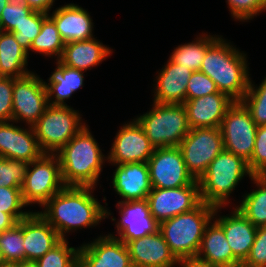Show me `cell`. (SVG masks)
<instances>
[{
    "label": "cell",
    "mask_w": 266,
    "mask_h": 267,
    "mask_svg": "<svg viewBox=\"0 0 266 267\" xmlns=\"http://www.w3.org/2000/svg\"><path fill=\"white\" fill-rule=\"evenodd\" d=\"M0 267H17L16 262H4L0 264Z\"/></svg>",
    "instance_id": "cell-48"
},
{
    "label": "cell",
    "mask_w": 266,
    "mask_h": 267,
    "mask_svg": "<svg viewBox=\"0 0 266 267\" xmlns=\"http://www.w3.org/2000/svg\"><path fill=\"white\" fill-rule=\"evenodd\" d=\"M150 213L161 222L196 208L202 201L198 180L172 189L153 188L147 196Z\"/></svg>",
    "instance_id": "cell-13"
},
{
    "label": "cell",
    "mask_w": 266,
    "mask_h": 267,
    "mask_svg": "<svg viewBox=\"0 0 266 267\" xmlns=\"http://www.w3.org/2000/svg\"><path fill=\"white\" fill-rule=\"evenodd\" d=\"M261 176H263L266 179V172L263 173Z\"/></svg>",
    "instance_id": "cell-51"
},
{
    "label": "cell",
    "mask_w": 266,
    "mask_h": 267,
    "mask_svg": "<svg viewBox=\"0 0 266 267\" xmlns=\"http://www.w3.org/2000/svg\"><path fill=\"white\" fill-rule=\"evenodd\" d=\"M51 73L48 83L44 81L48 104L65 106L67 105L65 101L70 99L79 88H83L84 71L66 66L56 60V68Z\"/></svg>",
    "instance_id": "cell-26"
},
{
    "label": "cell",
    "mask_w": 266,
    "mask_h": 267,
    "mask_svg": "<svg viewBox=\"0 0 266 267\" xmlns=\"http://www.w3.org/2000/svg\"><path fill=\"white\" fill-rule=\"evenodd\" d=\"M243 267H266V226H258L254 243Z\"/></svg>",
    "instance_id": "cell-42"
},
{
    "label": "cell",
    "mask_w": 266,
    "mask_h": 267,
    "mask_svg": "<svg viewBox=\"0 0 266 267\" xmlns=\"http://www.w3.org/2000/svg\"><path fill=\"white\" fill-rule=\"evenodd\" d=\"M67 239H62L36 262L38 267H78L79 247L68 246Z\"/></svg>",
    "instance_id": "cell-32"
},
{
    "label": "cell",
    "mask_w": 266,
    "mask_h": 267,
    "mask_svg": "<svg viewBox=\"0 0 266 267\" xmlns=\"http://www.w3.org/2000/svg\"><path fill=\"white\" fill-rule=\"evenodd\" d=\"M33 10L22 0H11L2 10L0 17V31L11 32L19 26Z\"/></svg>",
    "instance_id": "cell-38"
},
{
    "label": "cell",
    "mask_w": 266,
    "mask_h": 267,
    "mask_svg": "<svg viewBox=\"0 0 266 267\" xmlns=\"http://www.w3.org/2000/svg\"><path fill=\"white\" fill-rule=\"evenodd\" d=\"M147 164L153 188L172 189L195 181L186 168L178 146L155 148Z\"/></svg>",
    "instance_id": "cell-12"
},
{
    "label": "cell",
    "mask_w": 266,
    "mask_h": 267,
    "mask_svg": "<svg viewBox=\"0 0 266 267\" xmlns=\"http://www.w3.org/2000/svg\"><path fill=\"white\" fill-rule=\"evenodd\" d=\"M13 82L12 77H0V122L12 121Z\"/></svg>",
    "instance_id": "cell-43"
},
{
    "label": "cell",
    "mask_w": 266,
    "mask_h": 267,
    "mask_svg": "<svg viewBox=\"0 0 266 267\" xmlns=\"http://www.w3.org/2000/svg\"><path fill=\"white\" fill-rule=\"evenodd\" d=\"M65 42L54 20L48 15L42 23L39 35L33 40L30 50L43 56H54L59 60L63 54Z\"/></svg>",
    "instance_id": "cell-31"
},
{
    "label": "cell",
    "mask_w": 266,
    "mask_h": 267,
    "mask_svg": "<svg viewBox=\"0 0 266 267\" xmlns=\"http://www.w3.org/2000/svg\"><path fill=\"white\" fill-rule=\"evenodd\" d=\"M64 187L60 161L56 154H43L39 159L28 163L21 187L24 202L28 206H43Z\"/></svg>",
    "instance_id": "cell-8"
},
{
    "label": "cell",
    "mask_w": 266,
    "mask_h": 267,
    "mask_svg": "<svg viewBox=\"0 0 266 267\" xmlns=\"http://www.w3.org/2000/svg\"><path fill=\"white\" fill-rule=\"evenodd\" d=\"M27 51L11 32L0 31V77L20 78L31 73L27 69Z\"/></svg>",
    "instance_id": "cell-28"
},
{
    "label": "cell",
    "mask_w": 266,
    "mask_h": 267,
    "mask_svg": "<svg viewBox=\"0 0 266 267\" xmlns=\"http://www.w3.org/2000/svg\"><path fill=\"white\" fill-rule=\"evenodd\" d=\"M192 70L167 60L156 77L154 100L158 103L183 104Z\"/></svg>",
    "instance_id": "cell-24"
},
{
    "label": "cell",
    "mask_w": 266,
    "mask_h": 267,
    "mask_svg": "<svg viewBox=\"0 0 266 267\" xmlns=\"http://www.w3.org/2000/svg\"><path fill=\"white\" fill-rule=\"evenodd\" d=\"M56 155L65 186L95 187L107 157L86 125Z\"/></svg>",
    "instance_id": "cell-3"
},
{
    "label": "cell",
    "mask_w": 266,
    "mask_h": 267,
    "mask_svg": "<svg viewBox=\"0 0 266 267\" xmlns=\"http://www.w3.org/2000/svg\"><path fill=\"white\" fill-rule=\"evenodd\" d=\"M25 260L37 261L62 239L57 231L38 213L22 219Z\"/></svg>",
    "instance_id": "cell-22"
},
{
    "label": "cell",
    "mask_w": 266,
    "mask_h": 267,
    "mask_svg": "<svg viewBox=\"0 0 266 267\" xmlns=\"http://www.w3.org/2000/svg\"><path fill=\"white\" fill-rule=\"evenodd\" d=\"M121 215L116 224L118 234H108L127 244L137 238L153 234L159 230V223L150 213L148 200L117 201L116 204Z\"/></svg>",
    "instance_id": "cell-15"
},
{
    "label": "cell",
    "mask_w": 266,
    "mask_h": 267,
    "mask_svg": "<svg viewBox=\"0 0 266 267\" xmlns=\"http://www.w3.org/2000/svg\"><path fill=\"white\" fill-rule=\"evenodd\" d=\"M112 53L113 49L107 47L96 38H92L85 41L65 43L63 54L59 61L66 66L85 72L101 64Z\"/></svg>",
    "instance_id": "cell-25"
},
{
    "label": "cell",
    "mask_w": 266,
    "mask_h": 267,
    "mask_svg": "<svg viewBox=\"0 0 266 267\" xmlns=\"http://www.w3.org/2000/svg\"><path fill=\"white\" fill-rule=\"evenodd\" d=\"M219 37L216 34L209 35L202 32L194 41L178 45L168 59L175 64L189 68L193 72L199 71L207 49Z\"/></svg>",
    "instance_id": "cell-29"
},
{
    "label": "cell",
    "mask_w": 266,
    "mask_h": 267,
    "mask_svg": "<svg viewBox=\"0 0 266 267\" xmlns=\"http://www.w3.org/2000/svg\"><path fill=\"white\" fill-rule=\"evenodd\" d=\"M48 15L54 20L65 43L95 38L94 23L89 12L77 4L68 3L57 7Z\"/></svg>",
    "instance_id": "cell-23"
},
{
    "label": "cell",
    "mask_w": 266,
    "mask_h": 267,
    "mask_svg": "<svg viewBox=\"0 0 266 267\" xmlns=\"http://www.w3.org/2000/svg\"><path fill=\"white\" fill-rule=\"evenodd\" d=\"M135 119L155 148L179 146L190 130L183 104L153 101L151 110Z\"/></svg>",
    "instance_id": "cell-6"
},
{
    "label": "cell",
    "mask_w": 266,
    "mask_h": 267,
    "mask_svg": "<svg viewBox=\"0 0 266 267\" xmlns=\"http://www.w3.org/2000/svg\"><path fill=\"white\" fill-rule=\"evenodd\" d=\"M248 167L253 176L266 172V125L257 126L254 151Z\"/></svg>",
    "instance_id": "cell-40"
},
{
    "label": "cell",
    "mask_w": 266,
    "mask_h": 267,
    "mask_svg": "<svg viewBox=\"0 0 266 267\" xmlns=\"http://www.w3.org/2000/svg\"><path fill=\"white\" fill-rule=\"evenodd\" d=\"M235 101L222 92L186 100L187 120L190 129L203 127L219 128L228 108Z\"/></svg>",
    "instance_id": "cell-21"
},
{
    "label": "cell",
    "mask_w": 266,
    "mask_h": 267,
    "mask_svg": "<svg viewBox=\"0 0 266 267\" xmlns=\"http://www.w3.org/2000/svg\"><path fill=\"white\" fill-rule=\"evenodd\" d=\"M126 245L134 267H180L181 262L171 252L160 230Z\"/></svg>",
    "instance_id": "cell-18"
},
{
    "label": "cell",
    "mask_w": 266,
    "mask_h": 267,
    "mask_svg": "<svg viewBox=\"0 0 266 267\" xmlns=\"http://www.w3.org/2000/svg\"><path fill=\"white\" fill-rule=\"evenodd\" d=\"M12 96V121L15 124L25 122L32 127L49 105L44 81L34 72L14 78Z\"/></svg>",
    "instance_id": "cell-11"
},
{
    "label": "cell",
    "mask_w": 266,
    "mask_h": 267,
    "mask_svg": "<svg viewBox=\"0 0 266 267\" xmlns=\"http://www.w3.org/2000/svg\"><path fill=\"white\" fill-rule=\"evenodd\" d=\"M188 172L199 180L213 159L224 150L220 128H192L179 144Z\"/></svg>",
    "instance_id": "cell-9"
},
{
    "label": "cell",
    "mask_w": 266,
    "mask_h": 267,
    "mask_svg": "<svg viewBox=\"0 0 266 267\" xmlns=\"http://www.w3.org/2000/svg\"><path fill=\"white\" fill-rule=\"evenodd\" d=\"M48 16L47 13L33 10L25 20L19 25L15 26L11 33L14 34L17 42L28 53L33 40L39 35L43 20Z\"/></svg>",
    "instance_id": "cell-35"
},
{
    "label": "cell",
    "mask_w": 266,
    "mask_h": 267,
    "mask_svg": "<svg viewBox=\"0 0 266 267\" xmlns=\"http://www.w3.org/2000/svg\"><path fill=\"white\" fill-rule=\"evenodd\" d=\"M256 189L245 193L237 204L241 213L256 227L266 226V179L263 176H252Z\"/></svg>",
    "instance_id": "cell-30"
},
{
    "label": "cell",
    "mask_w": 266,
    "mask_h": 267,
    "mask_svg": "<svg viewBox=\"0 0 266 267\" xmlns=\"http://www.w3.org/2000/svg\"><path fill=\"white\" fill-rule=\"evenodd\" d=\"M29 8L35 11L49 14L54 6L55 0H22Z\"/></svg>",
    "instance_id": "cell-44"
},
{
    "label": "cell",
    "mask_w": 266,
    "mask_h": 267,
    "mask_svg": "<svg viewBox=\"0 0 266 267\" xmlns=\"http://www.w3.org/2000/svg\"><path fill=\"white\" fill-rule=\"evenodd\" d=\"M219 128L224 149L249 162L254 151L257 125L241 101H235L228 108Z\"/></svg>",
    "instance_id": "cell-10"
},
{
    "label": "cell",
    "mask_w": 266,
    "mask_h": 267,
    "mask_svg": "<svg viewBox=\"0 0 266 267\" xmlns=\"http://www.w3.org/2000/svg\"><path fill=\"white\" fill-rule=\"evenodd\" d=\"M215 206L201 202L196 208L159 224L171 252L181 262L197 256L207 225L213 220Z\"/></svg>",
    "instance_id": "cell-4"
},
{
    "label": "cell",
    "mask_w": 266,
    "mask_h": 267,
    "mask_svg": "<svg viewBox=\"0 0 266 267\" xmlns=\"http://www.w3.org/2000/svg\"><path fill=\"white\" fill-rule=\"evenodd\" d=\"M95 188L65 186L52 196L41 207L44 210L38 213L64 240L67 239V233L95 227L112 215L110 210L93 196Z\"/></svg>",
    "instance_id": "cell-1"
},
{
    "label": "cell",
    "mask_w": 266,
    "mask_h": 267,
    "mask_svg": "<svg viewBox=\"0 0 266 267\" xmlns=\"http://www.w3.org/2000/svg\"><path fill=\"white\" fill-rule=\"evenodd\" d=\"M17 267H38L36 261H21L17 263Z\"/></svg>",
    "instance_id": "cell-47"
},
{
    "label": "cell",
    "mask_w": 266,
    "mask_h": 267,
    "mask_svg": "<svg viewBox=\"0 0 266 267\" xmlns=\"http://www.w3.org/2000/svg\"><path fill=\"white\" fill-rule=\"evenodd\" d=\"M224 207H216L214 220L223 228L225 238L232 249L234 257L243 264L250 254L257 227L241 211L233 206L230 215H217Z\"/></svg>",
    "instance_id": "cell-19"
},
{
    "label": "cell",
    "mask_w": 266,
    "mask_h": 267,
    "mask_svg": "<svg viewBox=\"0 0 266 267\" xmlns=\"http://www.w3.org/2000/svg\"><path fill=\"white\" fill-rule=\"evenodd\" d=\"M22 219L12 228L4 230L0 236V248L6 262L25 261Z\"/></svg>",
    "instance_id": "cell-33"
},
{
    "label": "cell",
    "mask_w": 266,
    "mask_h": 267,
    "mask_svg": "<svg viewBox=\"0 0 266 267\" xmlns=\"http://www.w3.org/2000/svg\"><path fill=\"white\" fill-rule=\"evenodd\" d=\"M219 92L215 82L201 71L192 72L187 83L186 100Z\"/></svg>",
    "instance_id": "cell-41"
},
{
    "label": "cell",
    "mask_w": 266,
    "mask_h": 267,
    "mask_svg": "<svg viewBox=\"0 0 266 267\" xmlns=\"http://www.w3.org/2000/svg\"><path fill=\"white\" fill-rule=\"evenodd\" d=\"M10 1H11V0H0V17H1L2 10L4 9V7H5Z\"/></svg>",
    "instance_id": "cell-49"
},
{
    "label": "cell",
    "mask_w": 266,
    "mask_h": 267,
    "mask_svg": "<svg viewBox=\"0 0 266 267\" xmlns=\"http://www.w3.org/2000/svg\"><path fill=\"white\" fill-rule=\"evenodd\" d=\"M251 178L248 162L230 151L223 150L198 180L201 201L215 207H226L229 196L245 176Z\"/></svg>",
    "instance_id": "cell-5"
},
{
    "label": "cell",
    "mask_w": 266,
    "mask_h": 267,
    "mask_svg": "<svg viewBox=\"0 0 266 267\" xmlns=\"http://www.w3.org/2000/svg\"><path fill=\"white\" fill-rule=\"evenodd\" d=\"M28 206L23 199L21 188L0 186V211L10 214L17 222L33 211H23Z\"/></svg>",
    "instance_id": "cell-36"
},
{
    "label": "cell",
    "mask_w": 266,
    "mask_h": 267,
    "mask_svg": "<svg viewBox=\"0 0 266 267\" xmlns=\"http://www.w3.org/2000/svg\"><path fill=\"white\" fill-rule=\"evenodd\" d=\"M79 111L69 105H48L32 126L44 154H56L87 124Z\"/></svg>",
    "instance_id": "cell-7"
},
{
    "label": "cell",
    "mask_w": 266,
    "mask_h": 267,
    "mask_svg": "<svg viewBox=\"0 0 266 267\" xmlns=\"http://www.w3.org/2000/svg\"><path fill=\"white\" fill-rule=\"evenodd\" d=\"M17 221L8 213L0 211V231L12 228Z\"/></svg>",
    "instance_id": "cell-46"
},
{
    "label": "cell",
    "mask_w": 266,
    "mask_h": 267,
    "mask_svg": "<svg viewBox=\"0 0 266 267\" xmlns=\"http://www.w3.org/2000/svg\"><path fill=\"white\" fill-rule=\"evenodd\" d=\"M14 123L0 122V157L26 163L39 159L44 153L40 149L33 128L19 127Z\"/></svg>",
    "instance_id": "cell-17"
},
{
    "label": "cell",
    "mask_w": 266,
    "mask_h": 267,
    "mask_svg": "<svg viewBox=\"0 0 266 267\" xmlns=\"http://www.w3.org/2000/svg\"><path fill=\"white\" fill-rule=\"evenodd\" d=\"M114 138L110 152L106 155L107 163L112 165L147 162L154 153L155 147L136 119L121 126Z\"/></svg>",
    "instance_id": "cell-14"
},
{
    "label": "cell",
    "mask_w": 266,
    "mask_h": 267,
    "mask_svg": "<svg viewBox=\"0 0 266 267\" xmlns=\"http://www.w3.org/2000/svg\"><path fill=\"white\" fill-rule=\"evenodd\" d=\"M246 55L220 35L207 49L199 71L215 82L219 92L241 101L250 83Z\"/></svg>",
    "instance_id": "cell-2"
},
{
    "label": "cell",
    "mask_w": 266,
    "mask_h": 267,
    "mask_svg": "<svg viewBox=\"0 0 266 267\" xmlns=\"http://www.w3.org/2000/svg\"><path fill=\"white\" fill-rule=\"evenodd\" d=\"M197 256L221 267H238L242 265L234 257L232 249L225 238L223 228L214 221V218L204 231Z\"/></svg>",
    "instance_id": "cell-27"
},
{
    "label": "cell",
    "mask_w": 266,
    "mask_h": 267,
    "mask_svg": "<svg viewBox=\"0 0 266 267\" xmlns=\"http://www.w3.org/2000/svg\"><path fill=\"white\" fill-rule=\"evenodd\" d=\"M231 16L237 21L248 22L266 11V0H226Z\"/></svg>",
    "instance_id": "cell-39"
},
{
    "label": "cell",
    "mask_w": 266,
    "mask_h": 267,
    "mask_svg": "<svg viewBox=\"0 0 266 267\" xmlns=\"http://www.w3.org/2000/svg\"><path fill=\"white\" fill-rule=\"evenodd\" d=\"M28 163L0 157V186L21 188Z\"/></svg>",
    "instance_id": "cell-37"
},
{
    "label": "cell",
    "mask_w": 266,
    "mask_h": 267,
    "mask_svg": "<svg viewBox=\"0 0 266 267\" xmlns=\"http://www.w3.org/2000/svg\"><path fill=\"white\" fill-rule=\"evenodd\" d=\"M6 262L2 253V249L0 248V264Z\"/></svg>",
    "instance_id": "cell-50"
},
{
    "label": "cell",
    "mask_w": 266,
    "mask_h": 267,
    "mask_svg": "<svg viewBox=\"0 0 266 267\" xmlns=\"http://www.w3.org/2000/svg\"><path fill=\"white\" fill-rule=\"evenodd\" d=\"M254 83L250 78L248 91L241 102L250 112L257 126L266 125V77L259 86Z\"/></svg>",
    "instance_id": "cell-34"
},
{
    "label": "cell",
    "mask_w": 266,
    "mask_h": 267,
    "mask_svg": "<svg viewBox=\"0 0 266 267\" xmlns=\"http://www.w3.org/2000/svg\"><path fill=\"white\" fill-rule=\"evenodd\" d=\"M127 245L109 235L79 246L78 267H132Z\"/></svg>",
    "instance_id": "cell-16"
},
{
    "label": "cell",
    "mask_w": 266,
    "mask_h": 267,
    "mask_svg": "<svg viewBox=\"0 0 266 267\" xmlns=\"http://www.w3.org/2000/svg\"><path fill=\"white\" fill-rule=\"evenodd\" d=\"M112 175L113 189L123 200L147 199L152 189L147 162L114 164Z\"/></svg>",
    "instance_id": "cell-20"
},
{
    "label": "cell",
    "mask_w": 266,
    "mask_h": 267,
    "mask_svg": "<svg viewBox=\"0 0 266 267\" xmlns=\"http://www.w3.org/2000/svg\"><path fill=\"white\" fill-rule=\"evenodd\" d=\"M180 267H221L216 264H212L209 261L203 260L198 256L186 258L181 261Z\"/></svg>",
    "instance_id": "cell-45"
}]
</instances>
